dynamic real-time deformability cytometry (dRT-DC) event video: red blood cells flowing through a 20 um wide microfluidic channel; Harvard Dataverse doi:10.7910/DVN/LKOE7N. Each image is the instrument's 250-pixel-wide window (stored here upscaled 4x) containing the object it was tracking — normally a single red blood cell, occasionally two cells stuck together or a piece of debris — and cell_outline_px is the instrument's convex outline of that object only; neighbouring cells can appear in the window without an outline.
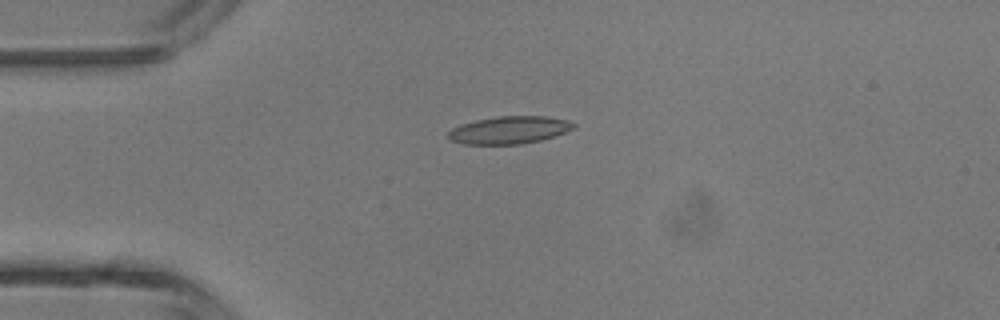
{"species": "common noctule bat (a hibernating species)", "species_latin": "Nyctalus noctula", "temperature_condition": "room temperature", "stored_images_in_passage": 4, "camera_frame_rate_fps": 3000, "um_per_image_px": 0.085, "animal": {"sex": "male", "body_mass_g": 13.3}, "frame": {"image": 1, "passage_image": 3, "time_ms": 0.667, "image_size_px": [1000, 320], "cell_outline_px": [[576, 124], [572, 128], [556, 136], [540, 140], [520, 144], [464, 144], [448, 140], [448, 132], [452, 128], [460, 124], [476, 120], [500, 116], [544, 116], [568, 120]], "centroid_in_image_um": [43.25, 11.05], "position_along_channel_um": 41.7, "area_um2": 20.06}}